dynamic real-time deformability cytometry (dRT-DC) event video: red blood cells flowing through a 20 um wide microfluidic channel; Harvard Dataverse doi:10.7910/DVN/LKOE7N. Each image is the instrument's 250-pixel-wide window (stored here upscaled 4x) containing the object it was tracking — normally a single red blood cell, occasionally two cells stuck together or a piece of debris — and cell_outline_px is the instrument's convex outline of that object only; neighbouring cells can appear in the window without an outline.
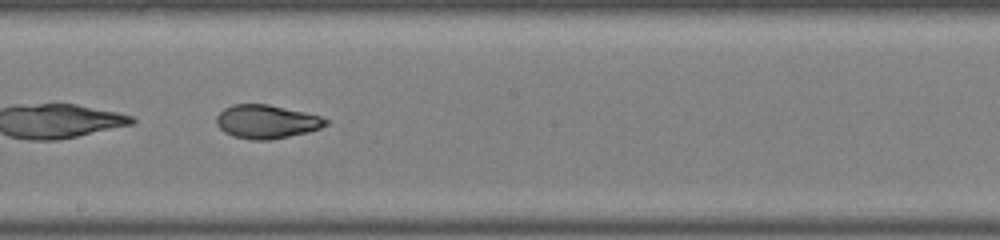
{"species": "common noctule bat (a hibernating species)", "species_latin": "Nyctalus noctula", "temperature_condition": "warm", "stored_images_in_passage": 50, "camera_frame_rate_fps": 3000, "um_per_image_px": 0.085, "animal": {"sex": "male", "body_mass_g": 19.0, "forearm_length_mm": 50.8}, "frame": {"image": 1, "passage_image": 29, "time_ms": 9.333, "image_size_px": [1000, 240], "cell_outline_px": [[328, 124], [320, 128], [308, 132], [268, 140], [252, 140], [232, 136], [224, 132], [216, 124], [216, 116], [224, 108], [232, 104], [268, 104], [304, 112], [320, 116], [328, 120]], "centroid_in_image_um": [22.63, 10.34], "position_along_channel_um": 225.6, "area_um2": 21.39}}
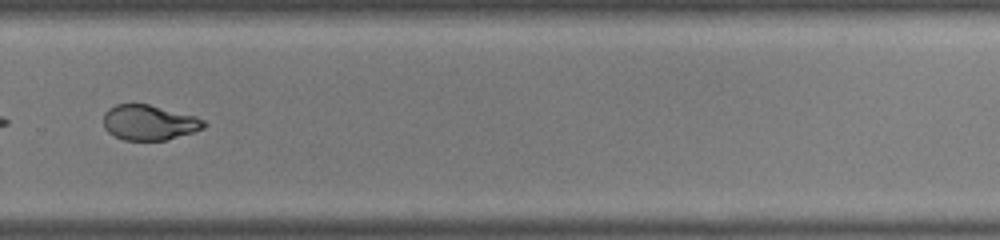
{"frame": {"image": 2, "passage_image": 36, "time_ms": 11.667, "image_size_px": [1000, 240], "cell_outline_px": [[208, 124], [204, 128], [192, 132], [164, 140], [124, 140], [108, 132], [104, 128], [104, 112], [108, 108], [116, 104], [148, 104], [196, 116], [204, 120]], "centroid_in_image_um": [12.67, 10.4], "position_along_channel_um": 317.1, "area_um2": 20.52}, "authors_computed_cell_mechanics": {"area_um2": 23.6113, "velocity_mm_per_s": 3.9335, "shape_relaxation_time_tau1_ms": null, "shape_relaxation_time_tau2_ms": 1.8497, "deformation_change_tau1": null, "deformation_change_tau2": 0.065}}